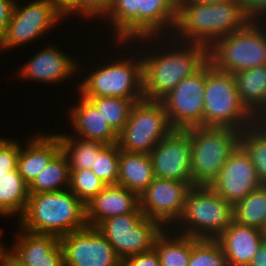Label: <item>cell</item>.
Listing matches in <instances>:
<instances>
[{
  "label": "cell",
  "instance_id": "obj_4",
  "mask_svg": "<svg viewBox=\"0 0 266 266\" xmlns=\"http://www.w3.org/2000/svg\"><path fill=\"white\" fill-rule=\"evenodd\" d=\"M203 127H229L242 131L255 124L254 115L243 104L234 74L217 70L207 61Z\"/></svg>",
  "mask_w": 266,
  "mask_h": 266
},
{
  "label": "cell",
  "instance_id": "obj_31",
  "mask_svg": "<svg viewBox=\"0 0 266 266\" xmlns=\"http://www.w3.org/2000/svg\"><path fill=\"white\" fill-rule=\"evenodd\" d=\"M233 221L263 230L266 225V184L233 205Z\"/></svg>",
  "mask_w": 266,
  "mask_h": 266
},
{
  "label": "cell",
  "instance_id": "obj_47",
  "mask_svg": "<svg viewBox=\"0 0 266 266\" xmlns=\"http://www.w3.org/2000/svg\"><path fill=\"white\" fill-rule=\"evenodd\" d=\"M255 123L266 133V118L256 120Z\"/></svg>",
  "mask_w": 266,
  "mask_h": 266
},
{
  "label": "cell",
  "instance_id": "obj_8",
  "mask_svg": "<svg viewBox=\"0 0 266 266\" xmlns=\"http://www.w3.org/2000/svg\"><path fill=\"white\" fill-rule=\"evenodd\" d=\"M117 59L88 74L79 84L83 97L144 99L143 62L140 56ZM140 58V59H139ZM123 59V60H122ZM103 66V67H102Z\"/></svg>",
  "mask_w": 266,
  "mask_h": 266
},
{
  "label": "cell",
  "instance_id": "obj_38",
  "mask_svg": "<svg viewBox=\"0 0 266 266\" xmlns=\"http://www.w3.org/2000/svg\"><path fill=\"white\" fill-rule=\"evenodd\" d=\"M112 0H79V15L92 19L94 17H105L107 15Z\"/></svg>",
  "mask_w": 266,
  "mask_h": 266
},
{
  "label": "cell",
  "instance_id": "obj_16",
  "mask_svg": "<svg viewBox=\"0 0 266 266\" xmlns=\"http://www.w3.org/2000/svg\"><path fill=\"white\" fill-rule=\"evenodd\" d=\"M263 185L250 156L239 145L209 186L223 199L234 205Z\"/></svg>",
  "mask_w": 266,
  "mask_h": 266
},
{
  "label": "cell",
  "instance_id": "obj_40",
  "mask_svg": "<svg viewBox=\"0 0 266 266\" xmlns=\"http://www.w3.org/2000/svg\"><path fill=\"white\" fill-rule=\"evenodd\" d=\"M237 1L241 3L243 11L252 20L264 21L266 19V0H237Z\"/></svg>",
  "mask_w": 266,
  "mask_h": 266
},
{
  "label": "cell",
  "instance_id": "obj_14",
  "mask_svg": "<svg viewBox=\"0 0 266 266\" xmlns=\"http://www.w3.org/2000/svg\"><path fill=\"white\" fill-rule=\"evenodd\" d=\"M59 240L65 266H122V260L96 227L86 226Z\"/></svg>",
  "mask_w": 266,
  "mask_h": 266
},
{
  "label": "cell",
  "instance_id": "obj_46",
  "mask_svg": "<svg viewBox=\"0 0 266 266\" xmlns=\"http://www.w3.org/2000/svg\"><path fill=\"white\" fill-rule=\"evenodd\" d=\"M179 1H195V2H201L206 4H218V3H224L230 0H179Z\"/></svg>",
  "mask_w": 266,
  "mask_h": 266
},
{
  "label": "cell",
  "instance_id": "obj_11",
  "mask_svg": "<svg viewBox=\"0 0 266 266\" xmlns=\"http://www.w3.org/2000/svg\"><path fill=\"white\" fill-rule=\"evenodd\" d=\"M16 2L5 34L1 37L2 50L33 41L64 18L51 0H33L23 7Z\"/></svg>",
  "mask_w": 266,
  "mask_h": 266
},
{
  "label": "cell",
  "instance_id": "obj_26",
  "mask_svg": "<svg viewBox=\"0 0 266 266\" xmlns=\"http://www.w3.org/2000/svg\"><path fill=\"white\" fill-rule=\"evenodd\" d=\"M234 78L243 104L254 115L266 99V65L237 71Z\"/></svg>",
  "mask_w": 266,
  "mask_h": 266
},
{
  "label": "cell",
  "instance_id": "obj_43",
  "mask_svg": "<svg viewBox=\"0 0 266 266\" xmlns=\"http://www.w3.org/2000/svg\"><path fill=\"white\" fill-rule=\"evenodd\" d=\"M7 248L0 253V266H26L19 261L10 251L6 252Z\"/></svg>",
  "mask_w": 266,
  "mask_h": 266
},
{
  "label": "cell",
  "instance_id": "obj_42",
  "mask_svg": "<svg viewBox=\"0 0 266 266\" xmlns=\"http://www.w3.org/2000/svg\"><path fill=\"white\" fill-rule=\"evenodd\" d=\"M56 9L65 17L79 13V0H51Z\"/></svg>",
  "mask_w": 266,
  "mask_h": 266
},
{
  "label": "cell",
  "instance_id": "obj_9",
  "mask_svg": "<svg viewBox=\"0 0 266 266\" xmlns=\"http://www.w3.org/2000/svg\"><path fill=\"white\" fill-rule=\"evenodd\" d=\"M173 130L162 102L142 99L133 105L117 144L122 151L149 154Z\"/></svg>",
  "mask_w": 266,
  "mask_h": 266
},
{
  "label": "cell",
  "instance_id": "obj_10",
  "mask_svg": "<svg viewBox=\"0 0 266 266\" xmlns=\"http://www.w3.org/2000/svg\"><path fill=\"white\" fill-rule=\"evenodd\" d=\"M107 239L121 260L149 252L164 227L145 217L144 213H131L106 219L96 227Z\"/></svg>",
  "mask_w": 266,
  "mask_h": 266
},
{
  "label": "cell",
  "instance_id": "obj_6",
  "mask_svg": "<svg viewBox=\"0 0 266 266\" xmlns=\"http://www.w3.org/2000/svg\"><path fill=\"white\" fill-rule=\"evenodd\" d=\"M262 21L251 20L243 29L219 39L208 49V60L230 74L266 65V21L264 25Z\"/></svg>",
  "mask_w": 266,
  "mask_h": 266
},
{
  "label": "cell",
  "instance_id": "obj_18",
  "mask_svg": "<svg viewBox=\"0 0 266 266\" xmlns=\"http://www.w3.org/2000/svg\"><path fill=\"white\" fill-rule=\"evenodd\" d=\"M85 206L86 223L91 227H97L110 217L143 213L139 207V196L118 184L106 185Z\"/></svg>",
  "mask_w": 266,
  "mask_h": 266
},
{
  "label": "cell",
  "instance_id": "obj_12",
  "mask_svg": "<svg viewBox=\"0 0 266 266\" xmlns=\"http://www.w3.org/2000/svg\"><path fill=\"white\" fill-rule=\"evenodd\" d=\"M206 75L207 62L193 75L181 80L160 100L174 129L203 127Z\"/></svg>",
  "mask_w": 266,
  "mask_h": 266
},
{
  "label": "cell",
  "instance_id": "obj_32",
  "mask_svg": "<svg viewBox=\"0 0 266 266\" xmlns=\"http://www.w3.org/2000/svg\"><path fill=\"white\" fill-rule=\"evenodd\" d=\"M89 99L99 110L108 125L118 135L129 119L135 102L142 99H126L119 97H84Z\"/></svg>",
  "mask_w": 266,
  "mask_h": 266
},
{
  "label": "cell",
  "instance_id": "obj_33",
  "mask_svg": "<svg viewBox=\"0 0 266 266\" xmlns=\"http://www.w3.org/2000/svg\"><path fill=\"white\" fill-rule=\"evenodd\" d=\"M240 146L250 156L262 184H266V133L255 123L240 131Z\"/></svg>",
  "mask_w": 266,
  "mask_h": 266
},
{
  "label": "cell",
  "instance_id": "obj_1",
  "mask_svg": "<svg viewBox=\"0 0 266 266\" xmlns=\"http://www.w3.org/2000/svg\"><path fill=\"white\" fill-rule=\"evenodd\" d=\"M251 20L237 0L218 4L179 1L173 34L179 36L176 40L180 42L210 49L219 39L243 29Z\"/></svg>",
  "mask_w": 266,
  "mask_h": 266
},
{
  "label": "cell",
  "instance_id": "obj_19",
  "mask_svg": "<svg viewBox=\"0 0 266 266\" xmlns=\"http://www.w3.org/2000/svg\"><path fill=\"white\" fill-rule=\"evenodd\" d=\"M42 50V51H41ZM39 53L29 59L18 71L22 79L54 83L73 76L78 72V63L73 58L58 50L55 46H45ZM77 63V64H76Z\"/></svg>",
  "mask_w": 266,
  "mask_h": 266
},
{
  "label": "cell",
  "instance_id": "obj_34",
  "mask_svg": "<svg viewBox=\"0 0 266 266\" xmlns=\"http://www.w3.org/2000/svg\"><path fill=\"white\" fill-rule=\"evenodd\" d=\"M188 266H228L220 243L216 239L193 237Z\"/></svg>",
  "mask_w": 266,
  "mask_h": 266
},
{
  "label": "cell",
  "instance_id": "obj_23",
  "mask_svg": "<svg viewBox=\"0 0 266 266\" xmlns=\"http://www.w3.org/2000/svg\"><path fill=\"white\" fill-rule=\"evenodd\" d=\"M179 0H142V10H139V39L138 42L150 41L152 38L164 36L169 28L173 35ZM165 29V30H164ZM162 30V31H161ZM161 32V34H159ZM151 38V39H150Z\"/></svg>",
  "mask_w": 266,
  "mask_h": 266
},
{
  "label": "cell",
  "instance_id": "obj_35",
  "mask_svg": "<svg viewBox=\"0 0 266 266\" xmlns=\"http://www.w3.org/2000/svg\"><path fill=\"white\" fill-rule=\"evenodd\" d=\"M106 184L91 169L70 170L69 189L86 205Z\"/></svg>",
  "mask_w": 266,
  "mask_h": 266
},
{
  "label": "cell",
  "instance_id": "obj_27",
  "mask_svg": "<svg viewBox=\"0 0 266 266\" xmlns=\"http://www.w3.org/2000/svg\"><path fill=\"white\" fill-rule=\"evenodd\" d=\"M157 237L154 250L158 254L160 266H188L191 250L193 247V237L177 234L171 236L168 228ZM169 233V234H168ZM171 236V237H170Z\"/></svg>",
  "mask_w": 266,
  "mask_h": 266
},
{
  "label": "cell",
  "instance_id": "obj_15",
  "mask_svg": "<svg viewBox=\"0 0 266 266\" xmlns=\"http://www.w3.org/2000/svg\"><path fill=\"white\" fill-rule=\"evenodd\" d=\"M192 150V138L188 133L185 130L174 129L149 153L154 176L160 179L193 183Z\"/></svg>",
  "mask_w": 266,
  "mask_h": 266
},
{
  "label": "cell",
  "instance_id": "obj_29",
  "mask_svg": "<svg viewBox=\"0 0 266 266\" xmlns=\"http://www.w3.org/2000/svg\"><path fill=\"white\" fill-rule=\"evenodd\" d=\"M69 185V162L61 150L36 176L34 181L28 186V190L29 194L55 192L68 189Z\"/></svg>",
  "mask_w": 266,
  "mask_h": 266
},
{
  "label": "cell",
  "instance_id": "obj_21",
  "mask_svg": "<svg viewBox=\"0 0 266 266\" xmlns=\"http://www.w3.org/2000/svg\"><path fill=\"white\" fill-rule=\"evenodd\" d=\"M25 149L20 146L17 169L29 186L49 162L61 151L58 135L39 134L28 140Z\"/></svg>",
  "mask_w": 266,
  "mask_h": 266
},
{
  "label": "cell",
  "instance_id": "obj_39",
  "mask_svg": "<svg viewBox=\"0 0 266 266\" xmlns=\"http://www.w3.org/2000/svg\"><path fill=\"white\" fill-rule=\"evenodd\" d=\"M122 266H160L158 254L154 249L132 255L122 260Z\"/></svg>",
  "mask_w": 266,
  "mask_h": 266
},
{
  "label": "cell",
  "instance_id": "obj_20",
  "mask_svg": "<svg viewBox=\"0 0 266 266\" xmlns=\"http://www.w3.org/2000/svg\"><path fill=\"white\" fill-rule=\"evenodd\" d=\"M264 239L262 230L235 221L216 238L228 266H248Z\"/></svg>",
  "mask_w": 266,
  "mask_h": 266
},
{
  "label": "cell",
  "instance_id": "obj_17",
  "mask_svg": "<svg viewBox=\"0 0 266 266\" xmlns=\"http://www.w3.org/2000/svg\"><path fill=\"white\" fill-rule=\"evenodd\" d=\"M16 236L17 241L8 251L26 266H65L59 237L22 229Z\"/></svg>",
  "mask_w": 266,
  "mask_h": 266
},
{
  "label": "cell",
  "instance_id": "obj_37",
  "mask_svg": "<svg viewBox=\"0 0 266 266\" xmlns=\"http://www.w3.org/2000/svg\"><path fill=\"white\" fill-rule=\"evenodd\" d=\"M17 141L0 137V176L17 169L21 146L19 140Z\"/></svg>",
  "mask_w": 266,
  "mask_h": 266
},
{
  "label": "cell",
  "instance_id": "obj_41",
  "mask_svg": "<svg viewBox=\"0 0 266 266\" xmlns=\"http://www.w3.org/2000/svg\"><path fill=\"white\" fill-rule=\"evenodd\" d=\"M15 0H0V37L5 34Z\"/></svg>",
  "mask_w": 266,
  "mask_h": 266
},
{
  "label": "cell",
  "instance_id": "obj_28",
  "mask_svg": "<svg viewBox=\"0 0 266 266\" xmlns=\"http://www.w3.org/2000/svg\"><path fill=\"white\" fill-rule=\"evenodd\" d=\"M29 198L28 185L18 169L0 176V215H22Z\"/></svg>",
  "mask_w": 266,
  "mask_h": 266
},
{
  "label": "cell",
  "instance_id": "obj_48",
  "mask_svg": "<svg viewBox=\"0 0 266 266\" xmlns=\"http://www.w3.org/2000/svg\"><path fill=\"white\" fill-rule=\"evenodd\" d=\"M0 235H2V230L0 231ZM3 246H5V245H3V243L0 241V253L4 249Z\"/></svg>",
  "mask_w": 266,
  "mask_h": 266
},
{
  "label": "cell",
  "instance_id": "obj_24",
  "mask_svg": "<svg viewBox=\"0 0 266 266\" xmlns=\"http://www.w3.org/2000/svg\"><path fill=\"white\" fill-rule=\"evenodd\" d=\"M154 178L153 165L149 154L120 150L118 185L140 196Z\"/></svg>",
  "mask_w": 266,
  "mask_h": 266
},
{
  "label": "cell",
  "instance_id": "obj_3",
  "mask_svg": "<svg viewBox=\"0 0 266 266\" xmlns=\"http://www.w3.org/2000/svg\"><path fill=\"white\" fill-rule=\"evenodd\" d=\"M172 42L173 47H162L160 52L148 51L141 56L143 62V97L160 101L181 80L193 75L208 61V49L191 43ZM180 43V45H179ZM181 46V47H180ZM170 49V50H169ZM165 52V53H164ZM151 53V54H149Z\"/></svg>",
  "mask_w": 266,
  "mask_h": 266
},
{
  "label": "cell",
  "instance_id": "obj_45",
  "mask_svg": "<svg viewBox=\"0 0 266 266\" xmlns=\"http://www.w3.org/2000/svg\"><path fill=\"white\" fill-rule=\"evenodd\" d=\"M262 118H266V99L263 102V106L254 114L255 121Z\"/></svg>",
  "mask_w": 266,
  "mask_h": 266
},
{
  "label": "cell",
  "instance_id": "obj_36",
  "mask_svg": "<svg viewBox=\"0 0 266 266\" xmlns=\"http://www.w3.org/2000/svg\"><path fill=\"white\" fill-rule=\"evenodd\" d=\"M120 148L117 143L106 145L95 155L92 172L106 185L117 184Z\"/></svg>",
  "mask_w": 266,
  "mask_h": 266
},
{
  "label": "cell",
  "instance_id": "obj_44",
  "mask_svg": "<svg viewBox=\"0 0 266 266\" xmlns=\"http://www.w3.org/2000/svg\"><path fill=\"white\" fill-rule=\"evenodd\" d=\"M248 266H266V238Z\"/></svg>",
  "mask_w": 266,
  "mask_h": 266
},
{
  "label": "cell",
  "instance_id": "obj_5",
  "mask_svg": "<svg viewBox=\"0 0 266 266\" xmlns=\"http://www.w3.org/2000/svg\"><path fill=\"white\" fill-rule=\"evenodd\" d=\"M232 221L231 203L209 185H194L187 193L182 216L172 228L177 226V232L185 236L216 239Z\"/></svg>",
  "mask_w": 266,
  "mask_h": 266
},
{
  "label": "cell",
  "instance_id": "obj_49",
  "mask_svg": "<svg viewBox=\"0 0 266 266\" xmlns=\"http://www.w3.org/2000/svg\"><path fill=\"white\" fill-rule=\"evenodd\" d=\"M263 234H264V237L266 238V225L264 227V229L262 230Z\"/></svg>",
  "mask_w": 266,
  "mask_h": 266
},
{
  "label": "cell",
  "instance_id": "obj_30",
  "mask_svg": "<svg viewBox=\"0 0 266 266\" xmlns=\"http://www.w3.org/2000/svg\"><path fill=\"white\" fill-rule=\"evenodd\" d=\"M57 135L61 150L68 159L69 170L91 169L95 161V155H98L106 146L101 142L81 139L72 134L68 135V133H57Z\"/></svg>",
  "mask_w": 266,
  "mask_h": 266
},
{
  "label": "cell",
  "instance_id": "obj_25",
  "mask_svg": "<svg viewBox=\"0 0 266 266\" xmlns=\"http://www.w3.org/2000/svg\"><path fill=\"white\" fill-rule=\"evenodd\" d=\"M139 10H142V0H112L104 18L107 17L112 23L115 30L112 33H115L119 44L139 39Z\"/></svg>",
  "mask_w": 266,
  "mask_h": 266
},
{
  "label": "cell",
  "instance_id": "obj_50",
  "mask_svg": "<svg viewBox=\"0 0 266 266\" xmlns=\"http://www.w3.org/2000/svg\"><path fill=\"white\" fill-rule=\"evenodd\" d=\"M2 49V45H1V37H0V50Z\"/></svg>",
  "mask_w": 266,
  "mask_h": 266
},
{
  "label": "cell",
  "instance_id": "obj_13",
  "mask_svg": "<svg viewBox=\"0 0 266 266\" xmlns=\"http://www.w3.org/2000/svg\"><path fill=\"white\" fill-rule=\"evenodd\" d=\"M192 182L154 178L139 196V207L145 217L159 222L165 229L182 216Z\"/></svg>",
  "mask_w": 266,
  "mask_h": 266
},
{
  "label": "cell",
  "instance_id": "obj_2",
  "mask_svg": "<svg viewBox=\"0 0 266 266\" xmlns=\"http://www.w3.org/2000/svg\"><path fill=\"white\" fill-rule=\"evenodd\" d=\"M19 229L62 237L87 226L85 204L68 188L29 194Z\"/></svg>",
  "mask_w": 266,
  "mask_h": 266
},
{
  "label": "cell",
  "instance_id": "obj_22",
  "mask_svg": "<svg viewBox=\"0 0 266 266\" xmlns=\"http://www.w3.org/2000/svg\"><path fill=\"white\" fill-rule=\"evenodd\" d=\"M79 103L70 111L71 124L81 139L98 141L106 145L118 142V135L108 125L99 110L89 100L80 95Z\"/></svg>",
  "mask_w": 266,
  "mask_h": 266
},
{
  "label": "cell",
  "instance_id": "obj_7",
  "mask_svg": "<svg viewBox=\"0 0 266 266\" xmlns=\"http://www.w3.org/2000/svg\"><path fill=\"white\" fill-rule=\"evenodd\" d=\"M192 138L193 185H209L240 145V131L229 127L194 126L184 129Z\"/></svg>",
  "mask_w": 266,
  "mask_h": 266
}]
</instances>
